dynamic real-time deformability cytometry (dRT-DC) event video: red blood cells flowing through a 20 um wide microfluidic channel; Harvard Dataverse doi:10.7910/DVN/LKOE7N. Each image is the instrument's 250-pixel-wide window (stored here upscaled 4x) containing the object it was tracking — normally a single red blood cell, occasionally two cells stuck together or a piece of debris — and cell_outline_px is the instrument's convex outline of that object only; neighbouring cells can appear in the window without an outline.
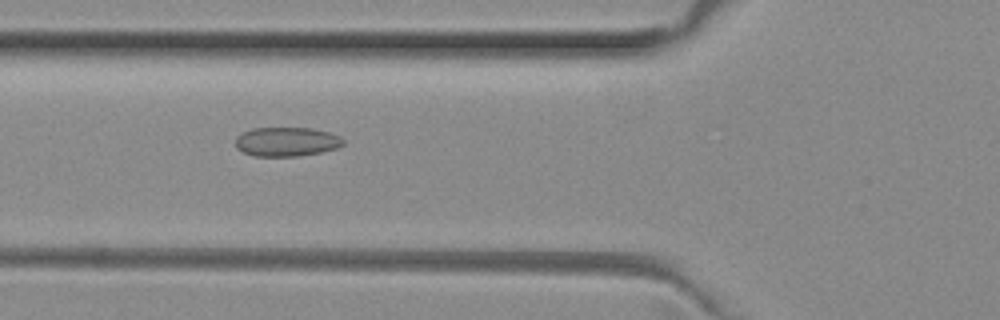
{"species": "common noctule bat (a hibernating species)", "species_latin": "Nyctalus noctula", "temperature_condition": "room temperature", "stored_images_in_passage": 35, "camera_frame_rate_fps": 3000, "um_per_image_px": 0.085, "animal": {"sex": "female", "body_mass_g": 29.2, "forearm_length_mm": 56.3}, "frame": {"image": 1, "passage_image": 3, "time_ms": 0.667, "image_size_px": [1000, 320], "cell_outline_px": [[344, 144], [336, 148], [320, 152], [300, 156], [252, 156], [236, 148], [236, 136], [252, 128], [312, 128], [328, 132], [340, 136], [344, 140]], "centroid_in_image_um": [24.35, 12.05], "position_along_channel_um": 101.4, "area_um2": 18.32}}
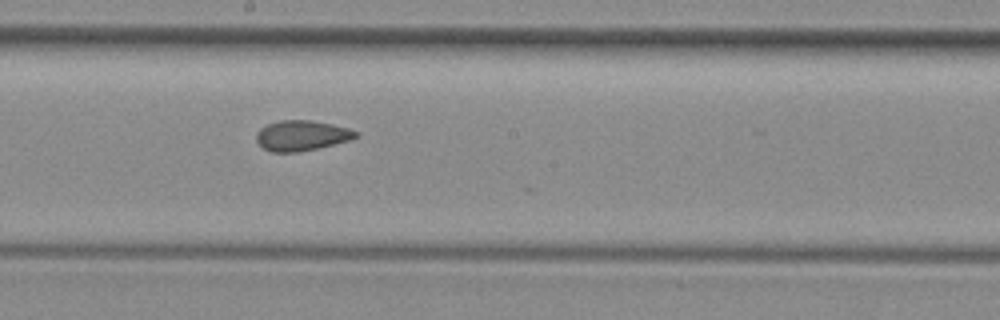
{"frame": {"image": 2, "passage_image": 12, "time_ms": 3.667, "image_size_px": [1000, 320], "cell_outline_px": [[360, 136], [352, 140], [300, 152], [272, 152], [264, 148], [256, 140], [256, 132], [260, 128], [268, 124], [280, 120], [308, 120], [332, 124], [348, 128], [360, 132]], "centroid_in_image_um": [25.68, 11.52], "position_along_channel_um": 222.5, "area_um2": 17.69}}
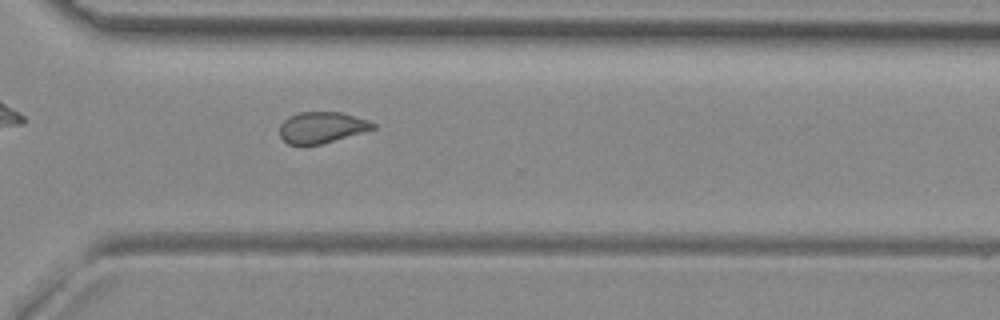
{"frame": {"image": 3, "passage_image": 21, "time_ms": 6.667, "image_size_px": [1000, 320], "cell_outline_px": [[376, 128], [320, 144], [288, 144], [280, 136], [280, 124], [288, 116], [300, 112], [344, 112], [368, 120], [376, 124]], "centroid_in_image_um": [27.35, 10.81], "position_along_channel_um": 343.3, "area_um2": 16.82}}